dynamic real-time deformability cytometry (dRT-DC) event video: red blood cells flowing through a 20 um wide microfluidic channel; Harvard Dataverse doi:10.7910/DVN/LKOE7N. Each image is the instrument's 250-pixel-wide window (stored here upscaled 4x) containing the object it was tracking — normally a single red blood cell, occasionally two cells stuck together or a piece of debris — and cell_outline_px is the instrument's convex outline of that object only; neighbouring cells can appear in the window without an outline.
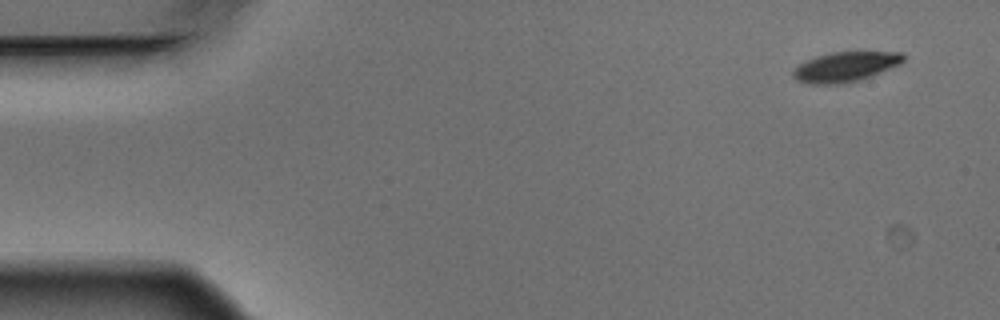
{"species": "Egyptian fruit bat (a non-hibernating species)", "species_latin": "Rousettus aegyptiacus", "temperature_condition": "warm", "stored_images_in_passage": 7, "camera_frame_rate_fps": 3000, "um_per_image_px": 0.085, "animal": {"sex": "male"}, "frame": {"image": 1, "passage_image": 1, "time_ms": 0.0, "image_size_px": [1000, 320], "cell_outline_px": [[904, 60], [900, 64], [872, 76], [848, 84], [808, 84], [796, 80], [792, 76], [792, 72], [800, 64], [816, 56], [832, 52], [900, 52], [904, 56]], "centroid_in_image_um": [71.85, 5.7], "position_along_channel_um": 13.1, "area_um2": 19.25}}
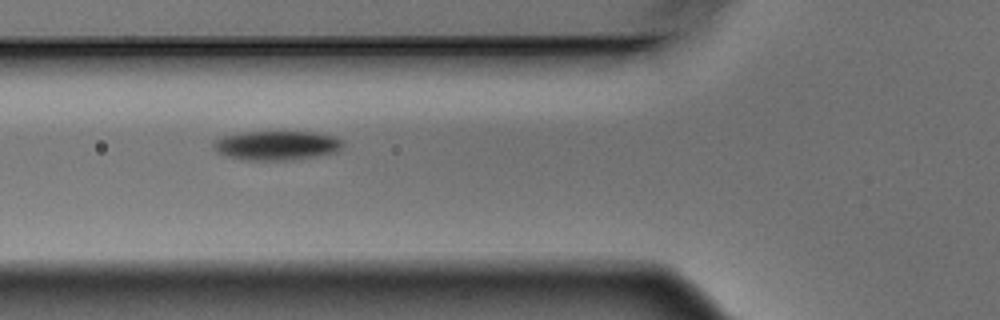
{"frame": {"image": 2, "passage_image": 6, "time_ms": 1.667, "image_size_px": [1000, 320], "cell_outline_px": [[344, 140], [340, 148], [336, 152], [292, 160], [248, 160], [228, 156], [216, 152], [212, 144], [216, 140], [224, 136], [244, 132], [312, 132], [336, 136]], "centroid_in_image_um": [23.54, 12.36], "position_along_channel_um": 102.3, "area_um2": 21.91}}
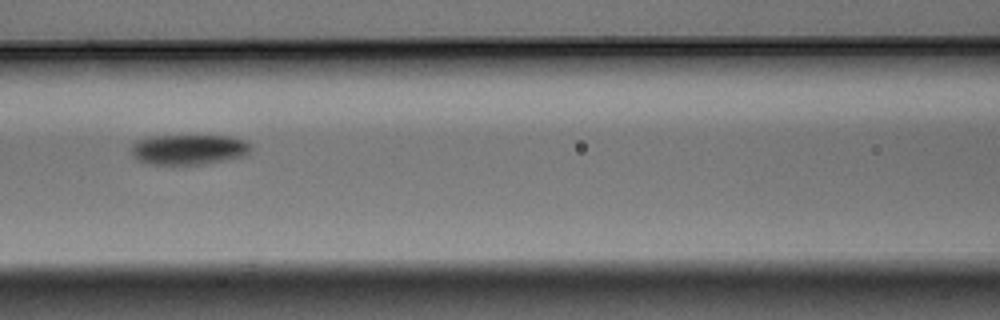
{"frame": {"image": 3, "passage_image": 7, "time_ms": 2.0, "image_size_px": [1000, 320], "cell_outline_px": [[252, 152], [248, 156], [204, 164], [148, 164], [136, 160], [132, 156], [132, 144], [148, 136], [228, 136], [248, 140], [252, 148]], "centroid_in_image_um": [16.11, 12.71], "position_along_channel_um": 150.5, "area_um2": 21.39}}